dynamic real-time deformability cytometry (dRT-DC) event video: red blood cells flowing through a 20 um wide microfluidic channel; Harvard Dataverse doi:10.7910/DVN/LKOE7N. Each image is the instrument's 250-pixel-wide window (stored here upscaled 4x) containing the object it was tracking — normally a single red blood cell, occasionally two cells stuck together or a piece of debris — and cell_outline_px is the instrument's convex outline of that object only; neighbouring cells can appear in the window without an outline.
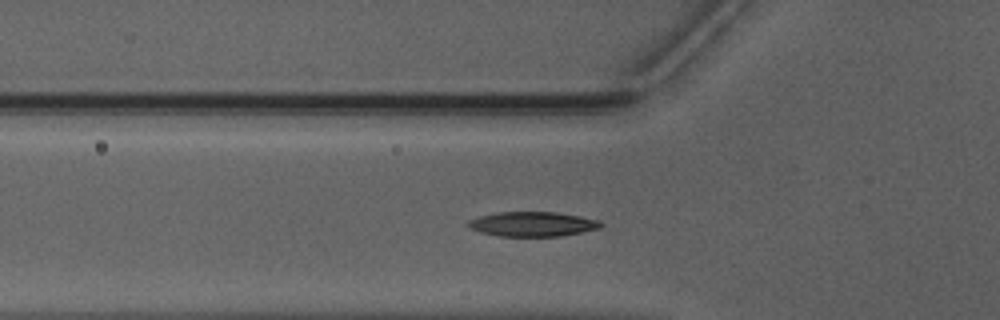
{"species": "Egyptian fruit bat (a non-hibernating species)", "species_latin": "Rousettus aegyptiacus", "temperature_condition": "warm", "stored_images_in_passage": 37, "camera_frame_rate_fps": 3000, "um_per_image_px": 0.085, "animal": {"sex": "male"}, "frame": {"image": 1, "passage_image": 8, "time_ms": 2.333, "image_size_px": [1000, 320], "cell_outline_px": [[604, 224], [600, 228], [560, 236], [500, 236], [480, 232], [468, 228], [464, 224], [468, 220], [480, 216], [496, 212], [556, 212], [580, 216], [600, 220]], "centroid_in_image_um": [45.23, 19.04], "position_along_channel_um": 80.6, "area_um2": 19.19}}
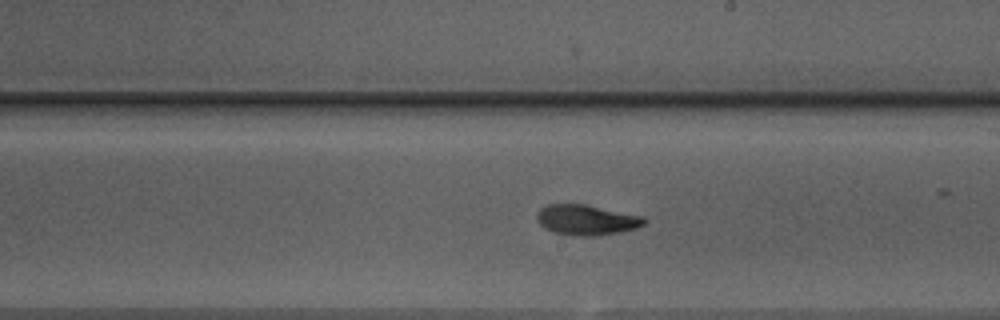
{"frame": {"image": 2, "passage_image": 20, "time_ms": 6.333, "image_size_px": [1000, 320], "cell_outline_px": [[648, 220], [644, 224], [636, 228], [620, 232], [592, 236], [576, 236], [556, 232], [544, 228], [536, 220], [536, 212], [540, 208], [548, 204], [584, 204], [644, 216]], "centroid_in_image_um": [49.85, 18.68], "position_along_channel_um": 239.2, "area_um2": 19.02}}
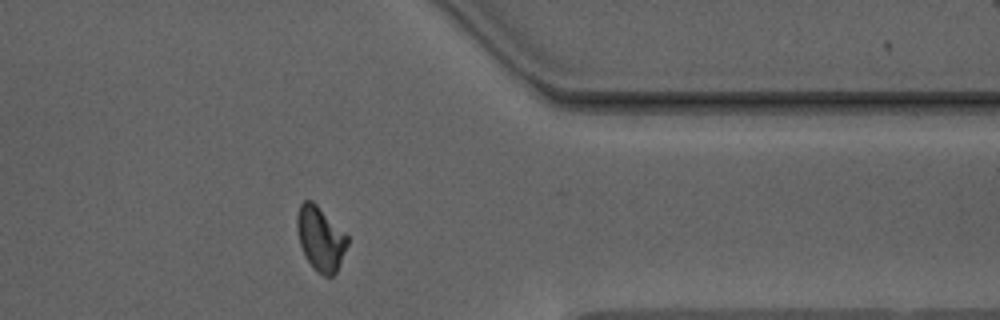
{"frame": {"image": 3, "passage_image": 32, "time_ms": 10.333, "image_size_px": [1000, 320], "cell_outline_px": [[348, 244], [340, 264], [336, 272], [332, 276], [324, 276], [316, 272], [308, 260], [300, 244], [296, 228], [296, 216], [300, 204], [304, 200], [312, 200], [348, 236]], "centroid_in_image_um": [27.23, 20.28], "position_along_channel_um": 384.2, "area_um2": 18.73}, "authors_computed_cell_mechanics": {"area_um2": 18.9584, "velocity_mm_per_s": 3.9525, "shape_relaxation_time_tau1_ms": 3.1621, "shape_relaxation_time_tau2_ms": 2.8347, "deformation_change_tau1": 0.1524, "deformation_change_tau2": 0.0858}}